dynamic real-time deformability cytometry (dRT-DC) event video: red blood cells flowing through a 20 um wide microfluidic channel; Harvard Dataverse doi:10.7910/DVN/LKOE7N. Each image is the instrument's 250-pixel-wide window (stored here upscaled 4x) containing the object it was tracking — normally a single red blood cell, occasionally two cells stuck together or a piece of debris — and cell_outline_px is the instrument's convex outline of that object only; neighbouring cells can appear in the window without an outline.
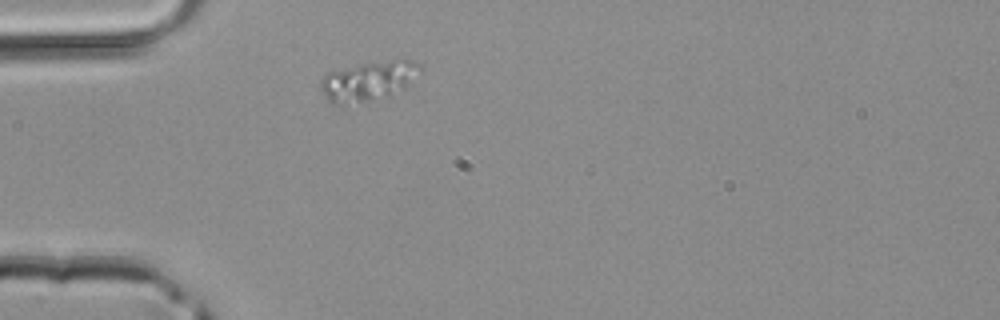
{"species": "common noctule bat (a hibernating species)", "species_latin": "Nyctalus noctula", "temperature_condition": "room temperature", "stored_images_in_passage": 1, "camera_frame_rate_fps": 3000, "um_per_image_px": 0.085, "animal": {"sex": "male", "body_mass_g": 20.4}, "frame": {"image": 1, "passage_image": 1, "time_ms": 0.0, "image_size_px": [1000, 320], "cell_outline_px": [[424, 68], [404, 88], [388, 96], [368, 100], [344, 104], [332, 104], [328, 100], [320, 88], [320, 80], [328, 72], [360, 64], [396, 56], [416, 60], [424, 64]], "centroid_in_image_um": [31.41, 6.8], "position_along_channel_um": 53.6, "area_um2": 23.47}}